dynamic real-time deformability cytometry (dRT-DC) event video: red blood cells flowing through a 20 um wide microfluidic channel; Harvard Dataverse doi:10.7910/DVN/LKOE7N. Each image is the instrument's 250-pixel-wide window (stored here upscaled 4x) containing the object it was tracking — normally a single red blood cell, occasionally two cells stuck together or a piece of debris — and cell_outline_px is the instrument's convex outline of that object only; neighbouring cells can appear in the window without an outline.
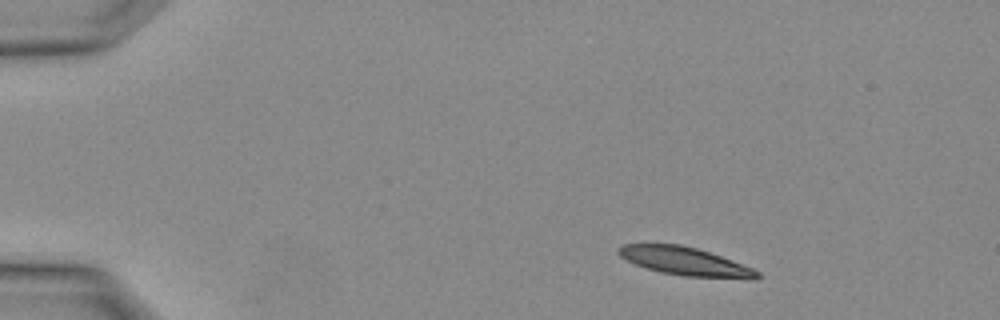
{"species": "Egyptian fruit bat (a non-hibernating species)", "species_latin": "Rousettus aegyptiacus", "temperature_condition": "warm", "stored_images_in_passage": 2, "camera_frame_rate_fps": 3000, "um_per_image_px": 0.085, "animal": {"sex": "female"}, "frame": {"image": 1, "passage_image": 1, "time_ms": 0.0, "image_size_px": [1000, 320], "cell_outline_px": [[760, 276], [684, 276], [660, 272], [636, 264], [620, 256], [616, 252], [616, 248], [624, 244], [680, 244], [696, 248], [720, 256], [752, 268], [760, 272]], "centroid_in_image_um": [58.05, 22.16], "position_along_channel_um": 27.0, "area_um2": 21.68}}